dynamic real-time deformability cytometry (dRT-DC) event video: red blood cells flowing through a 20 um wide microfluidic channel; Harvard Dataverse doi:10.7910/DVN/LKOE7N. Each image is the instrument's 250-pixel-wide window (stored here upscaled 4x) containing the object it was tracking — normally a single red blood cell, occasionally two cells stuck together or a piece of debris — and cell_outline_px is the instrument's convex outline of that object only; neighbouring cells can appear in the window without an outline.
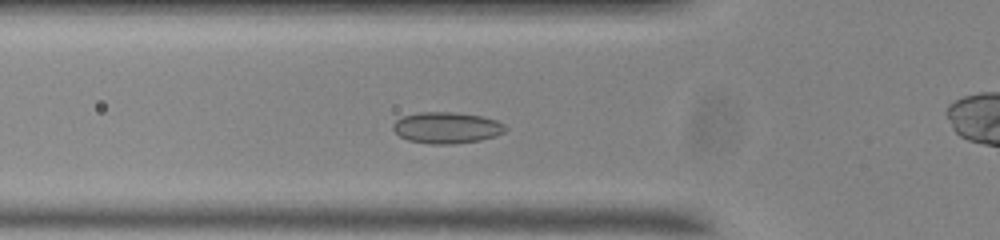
{"species": "common noctule bat (a hibernating species)", "species_latin": "Nyctalus noctula", "temperature_condition": "room temperature", "stored_images_in_passage": 53, "camera_frame_rate_fps": 3000, "um_per_image_px": 0.085, "animal": {"sex": "male", "body_mass_g": 20.0, "forearm_length_mm": 53.3}, "frame": {"image": 1, "passage_image": 15, "time_ms": 4.667, "image_size_px": [1000, 240], "cell_outline_px": [[508, 128], [504, 132], [496, 136], [480, 140], [452, 144], [428, 144], [408, 140], [400, 136], [392, 128], [392, 124], [396, 120], [404, 116], [420, 112], [452, 112], [480, 116], [496, 120], [504, 124]], "centroid_in_image_um": [37.97, 10.86], "position_along_channel_um": 87.8, "area_um2": 20.46}}
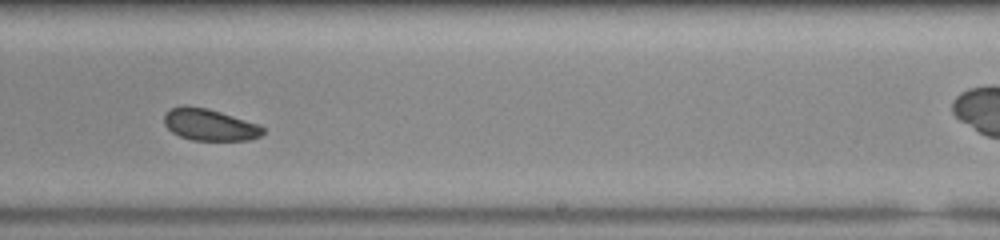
{"frame": {"image": 2, "passage_image": 30, "time_ms": 9.667, "image_size_px": [1000, 240], "cell_outline_px": [[264, 132], [260, 136], [248, 140], [192, 140], [180, 136], [172, 132], [164, 124], [164, 112], [168, 108], [208, 108], [260, 124], [264, 128]], "centroid_in_image_um": [17.84, 10.62], "position_along_channel_um": 271.2, "area_um2": 17.98}}
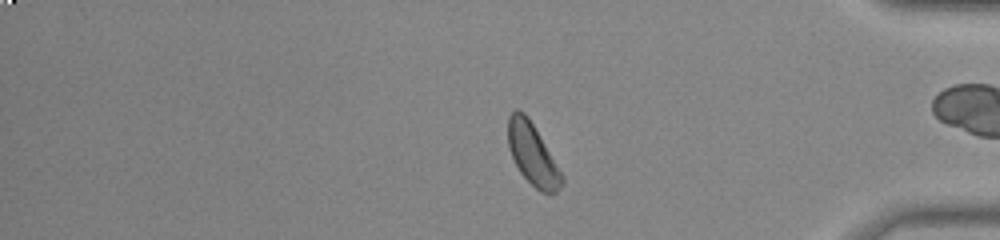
{"frame": {"image": 3, "passage_image": 42, "time_ms": 13.667, "image_size_px": [1000, 240], "cell_outline_px": [[564, 180], [556, 192], [540, 192], [520, 172], [512, 156], [508, 144], [508, 116], [516, 108], [524, 112], [528, 116], [564, 176]], "centroid_in_image_um": [45.26, 13.08], "position_along_channel_um": 389.9, "area_um2": 18.96}}